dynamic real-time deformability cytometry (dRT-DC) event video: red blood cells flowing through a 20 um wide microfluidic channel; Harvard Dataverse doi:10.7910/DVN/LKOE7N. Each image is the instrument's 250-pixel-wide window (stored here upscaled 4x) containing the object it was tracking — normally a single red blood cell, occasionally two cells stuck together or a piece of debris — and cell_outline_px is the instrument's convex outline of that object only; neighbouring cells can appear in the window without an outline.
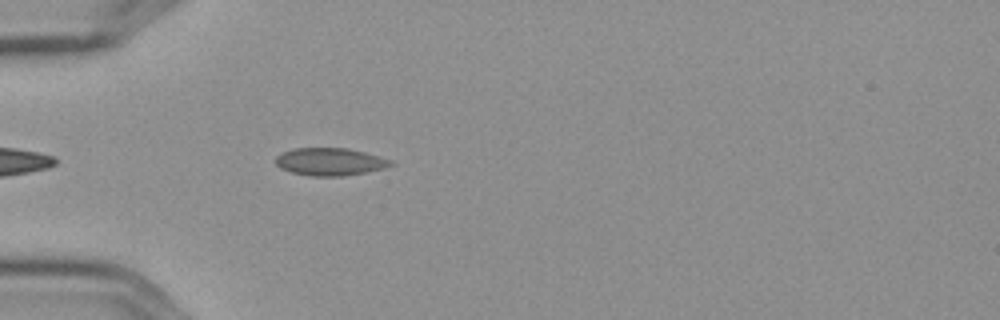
{"species": "Egyptian fruit bat (a non-hibernating species)", "species_latin": "Rousettus aegyptiacus", "temperature_condition": "cold", "stored_images_in_passage": 4, "camera_frame_rate_fps": 3000, "um_per_image_px": 0.085, "frame": {"image": 1, "passage_image": 4, "time_ms": 1.0, "image_size_px": [1000, 320], "cell_outline_px": [[396, 164], [384, 168], [344, 176], [312, 176], [292, 172], [280, 168], [276, 164], [276, 156], [280, 152], [292, 148], [348, 148], [364, 152], [392, 160]], "centroid_in_image_um": [28.03, 13.74], "position_along_channel_um": 57.0, "area_um2": 18.55}}